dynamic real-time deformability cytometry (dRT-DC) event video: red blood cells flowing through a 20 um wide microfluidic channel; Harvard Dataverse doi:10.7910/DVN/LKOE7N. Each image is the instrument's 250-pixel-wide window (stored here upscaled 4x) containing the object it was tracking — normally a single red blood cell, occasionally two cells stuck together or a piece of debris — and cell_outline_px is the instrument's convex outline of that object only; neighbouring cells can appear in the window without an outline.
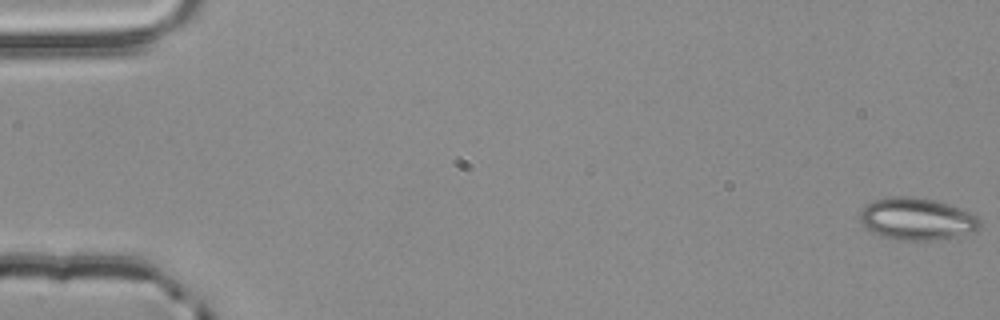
{"species": "common noctule bat (a hibernating species)", "species_latin": "Nyctalus noctula", "temperature_condition": "room temperature", "stored_images_in_passage": 55, "camera_frame_rate_fps": 3000, "um_per_image_px": 0.085, "animal": {"sex": "male", "body_mass_g": 20.4}, "frame": {"image": 1, "passage_image": 1, "time_ms": 0.0, "image_size_px": [1000, 320], "cell_outline_px": [[980, 228], [972, 232], [956, 236], [936, 240], [904, 240], [880, 236], [872, 232], [860, 220], [860, 212], [864, 204], [872, 200], [888, 196], [912, 196], [936, 200], [960, 208], [976, 216], [980, 220]], "centroid_in_image_um": [77.91, 18.59], "position_along_channel_um": 7.1, "area_um2": 29.54}}
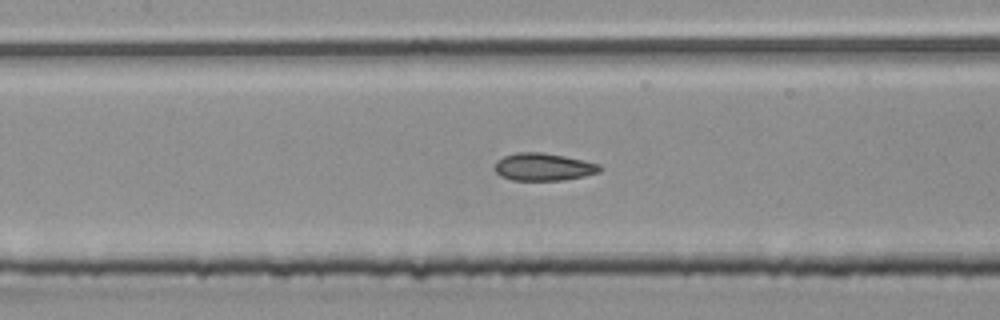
{"frame": {"image": 2, "passage_image": 26, "time_ms": 8.333, "image_size_px": [1000, 320], "cell_outline_px": [[604, 168], [600, 172], [584, 176], [564, 180], [512, 180], [500, 176], [496, 172], [496, 160], [504, 156], [516, 152], [540, 152], [564, 156], [584, 160], [600, 164]], "centroid_in_image_um": [46.22, 14.19], "position_along_channel_um": 161.2, "area_um2": 16.94}}
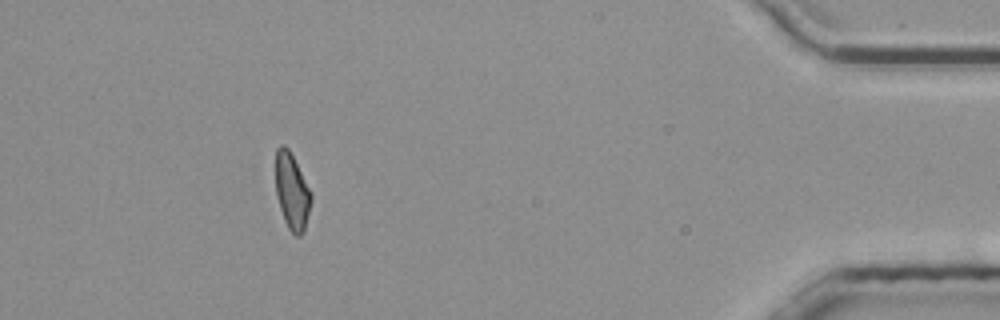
{"frame": {"image": 3, "passage_image": 50, "time_ms": 16.333, "image_size_px": [1000, 320], "cell_outline_px": [[312, 200], [304, 232], [300, 236], [296, 236], [288, 228], [284, 220], [276, 196], [276, 148], [280, 144], [284, 144], [288, 148], [312, 196]], "centroid_in_image_um": [24.8, 16.3], "position_along_channel_um": 410.4, "area_um2": 15.55}, "authors_computed_cell_mechanics": {"area_um2": 16.9354, "velocity_mm_per_s": 3.881, "shape_relaxation_time_tau1_ms": 3.6693, "shape_relaxation_time_tau2_ms": 1.3836, "deformation_change_tau1": 0.1118, "deformation_change_tau2": 0.0702}}